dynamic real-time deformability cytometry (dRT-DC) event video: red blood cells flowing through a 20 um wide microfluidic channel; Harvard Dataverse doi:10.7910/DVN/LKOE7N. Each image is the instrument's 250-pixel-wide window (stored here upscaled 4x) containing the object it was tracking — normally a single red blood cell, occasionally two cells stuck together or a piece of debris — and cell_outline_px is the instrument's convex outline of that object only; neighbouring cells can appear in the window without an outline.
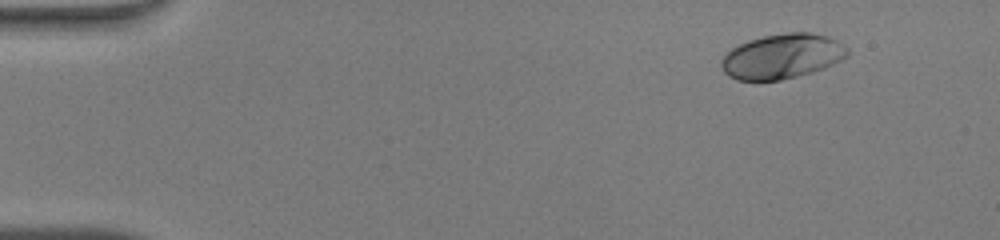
{"species": "human", "species_latin": "Homo sapiens", "temperature_condition": "warm", "stored_images_in_passage": 44, "camera_frame_rate_fps": 3000, "um_per_image_px": 0.085, "donor": {"sex": "male"}, "frame": {"image": 1, "passage_image": 1, "time_ms": 0.0, "image_size_px": [1000, 240], "cell_outline_px": [[848, 56], [824, 68], [812, 72], [780, 80], [736, 80], [728, 76], [724, 72], [720, 64], [720, 60], [732, 48], [748, 40], [764, 36], [788, 32], [808, 32], [828, 36], [836, 40], [848, 48]], "centroid_in_image_um": [66.47, 4.78], "position_along_channel_um": 18.5, "area_um2": 32.83}}
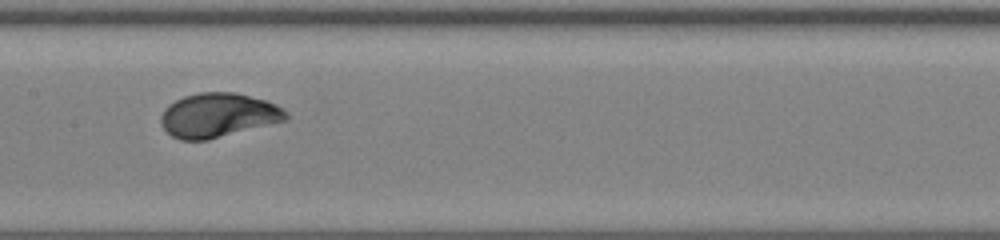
{"frame": {"image": 2, "passage_image": 21, "time_ms": 6.667, "image_size_px": [1000, 240], "cell_outline_px": [[288, 120], [208, 140], [180, 140], [172, 136], [160, 124], [160, 116], [164, 108], [168, 104], [184, 96], [200, 92], [236, 92], [268, 100], [284, 108], [288, 112]], "centroid_in_image_um": [18.57, 9.79], "position_along_channel_um": 188.8, "area_um2": 32.66}}
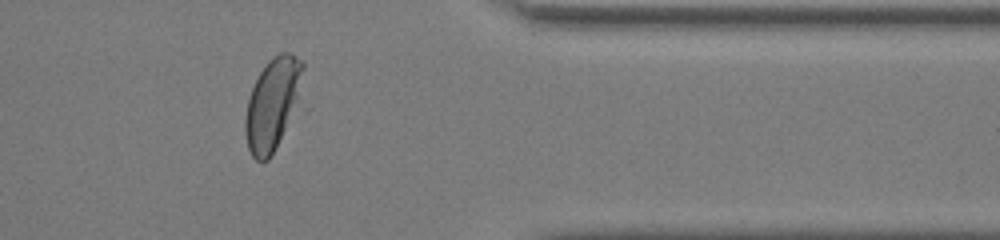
{"frame": {"image": 3, "passage_image": 36, "time_ms": 11.667, "image_size_px": [1000, 240], "cell_outline_px": [[304, 68], [296, 100], [284, 128], [268, 160], [256, 160], [252, 156], [248, 148], [244, 132], [244, 120], [248, 100], [252, 88], [260, 72], [268, 60], [272, 56], [280, 52], [292, 52], [304, 60]], "centroid_in_image_um": [23.12, 8.75], "position_along_channel_um": 388.3, "area_um2": 29.77}, "authors_computed_cell_mechanics": {"area_um2": 32.1657, "velocity_mm_per_s": 4.2797, "shape_relaxation_time_tau1_ms": 2.6291, "shape_relaxation_time_tau2_ms": null, "deformation_change_tau1": 0.1816, "deformation_change_tau2": null}}